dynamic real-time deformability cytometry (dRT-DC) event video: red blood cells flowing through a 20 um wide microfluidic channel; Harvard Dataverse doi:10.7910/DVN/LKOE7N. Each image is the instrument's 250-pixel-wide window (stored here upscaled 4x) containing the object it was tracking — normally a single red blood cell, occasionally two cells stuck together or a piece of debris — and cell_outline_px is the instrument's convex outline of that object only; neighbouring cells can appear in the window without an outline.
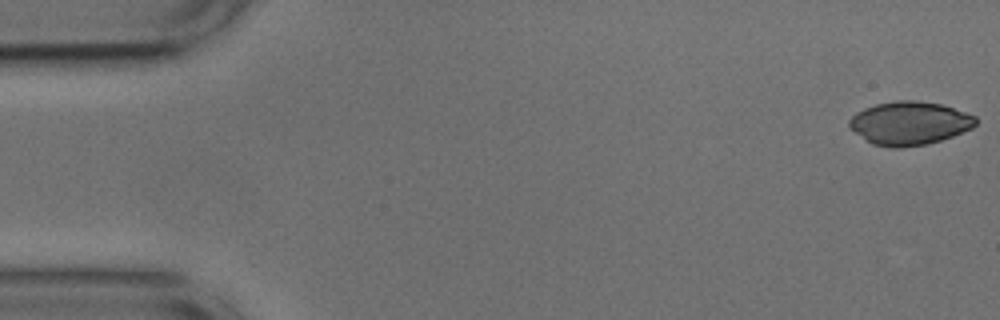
{"species": "common noctule bat (a hibernating species)", "species_latin": "Nyctalus noctula", "temperature_condition": "cold", "stored_images_in_passage": 16, "camera_frame_rate_fps": 3000, "um_per_image_px": 0.085, "animal": {"sex": "male", "body_mass_g": 17.9, "forearm_length_mm": 54.2}, "frame": {"image": 1, "passage_image": 1, "time_ms": 0.0, "image_size_px": [1000, 320], "cell_outline_px": [[976, 124], [972, 128], [952, 136], [928, 144], [900, 148], [892, 148], [872, 144], [856, 132], [848, 124], [848, 120], [856, 112], [864, 108], [876, 104], [896, 100], [916, 100], [940, 104], [976, 116]], "centroid_in_image_um": [77.3, 10.47], "position_along_channel_um": 7.7, "area_um2": 31.79}}